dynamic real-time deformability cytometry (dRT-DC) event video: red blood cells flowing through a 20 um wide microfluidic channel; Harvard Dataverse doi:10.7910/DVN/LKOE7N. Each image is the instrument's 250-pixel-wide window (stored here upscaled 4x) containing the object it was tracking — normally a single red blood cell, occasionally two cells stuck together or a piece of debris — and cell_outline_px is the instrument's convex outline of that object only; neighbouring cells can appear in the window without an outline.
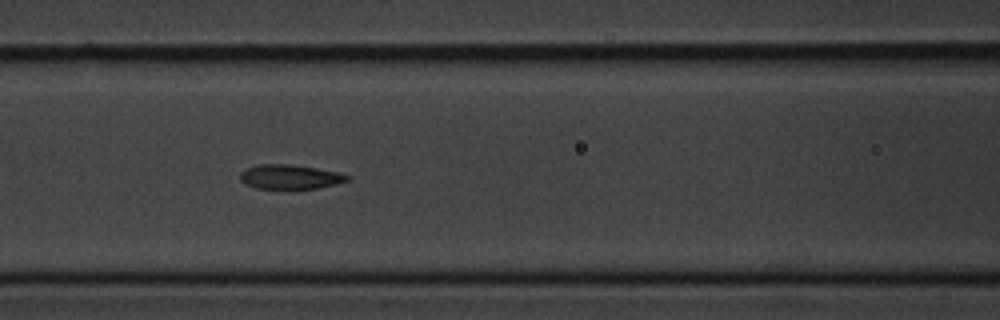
{"species": "common noctule bat (a hibernating species)", "species_latin": "Nyctalus noctula", "temperature_condition": "cold", "stored_images_in_passage": 11, "camera_frame_rate_fps": 3000, "um_per_image_px": 0.085, "animal": {"sex": "male", "body_mass_g": 20.1, "forearm_length_mm": 53.5}, "frame": {"image": 1, "passage_image": 7, "time_ms": 7.667, "image_size_px": [1000, 320], "cell_outline_px": [[352, 176], [348, 180], [336, 184], [316, 188], [256, 188], [244, 184], [240, 180], [240, 172], [248, 168], [260, 164], [288, 164], [316, 168], [340, 172]], "centroid_in_image_um": [24.66, 15.02], "position_along_channel_um": 141.9, "area_um2": 15.14}}
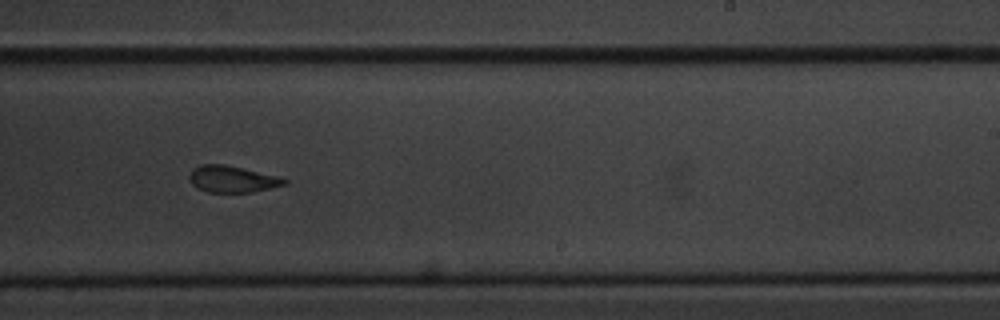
{"frame": {"image": 2, "passage_image": 10, "time_ms": 11.333, "image_size_px": [1000, 320], "cell_outline_px": [[288, 184], [252, 192], [208, 192], [192, 184], [188, 180], [188, 176], [192, 168], [200, 164], [224, 164], [276, 176], [288, 180]], "centroid_in_image_um": [19.7, 15.22], "position_along_channel_um": 269.3, "area_um2": 14.62}}
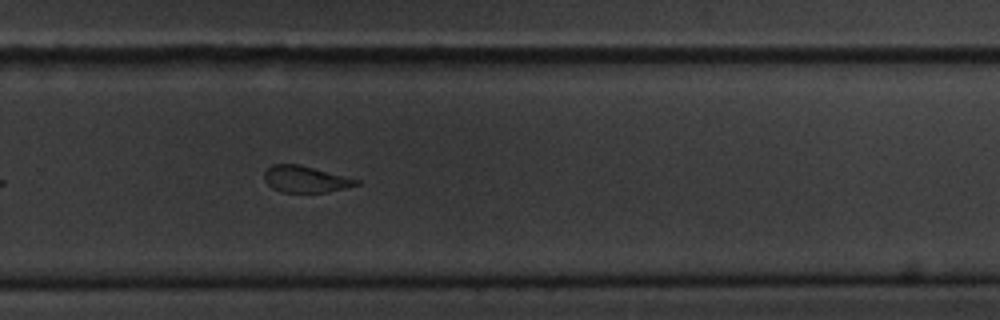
{"frame": {"image": 3, "passage_image": 11, "time_ms": 12.333, "image_size_px": [1000, 320], "cell_outline_px": [[360, 184], [328, 192], [280, 192], [272, 188], [264, 180], [264, 172], [272, 164], [300, 164], [360, 180]], "centroid_in_image_um": [25.95, 15.23], "position_along_channel_um": 303.9, "area_um2": 14.22}}